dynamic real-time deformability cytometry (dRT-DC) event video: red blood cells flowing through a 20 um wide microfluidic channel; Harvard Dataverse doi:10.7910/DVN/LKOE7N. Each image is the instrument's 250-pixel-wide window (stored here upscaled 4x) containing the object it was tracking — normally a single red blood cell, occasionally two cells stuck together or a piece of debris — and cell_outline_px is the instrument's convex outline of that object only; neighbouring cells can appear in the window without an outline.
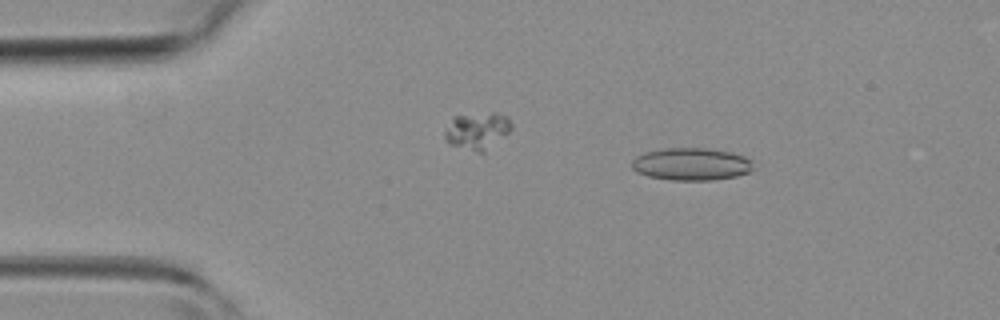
{"species": "common noctule bat (a hibernating species)", "species_latin": "Nyctalus noctula", "temperature_condition": "room temperature", "stored_images_in_passage": 3, "camera_frame_rate_fps": 3000, "um_per_image_px": 0.085, "animal": {"sex": "female", "body_mass_g": 19.3, "forearm_length_mm": 54.1}, "frame": {"image": 1, "passage_image": 1, "time_ms": 0.0, "image_size_px": [1000, 320], "cell_outline_px": [[752, 168], [748, 172], [736, 176], [712, 180], [672, 180], [648, 176], [636, 172], [632, 168], [632, 160], [636, 156], [644, 152], [664, 148], [704, 148], [728, 152], [744, 156], [752, 160]], "centroid_in_image_um": [58.72, 13.95], "position_along_channel_um": 26.3, "area_um2": 22.89}}
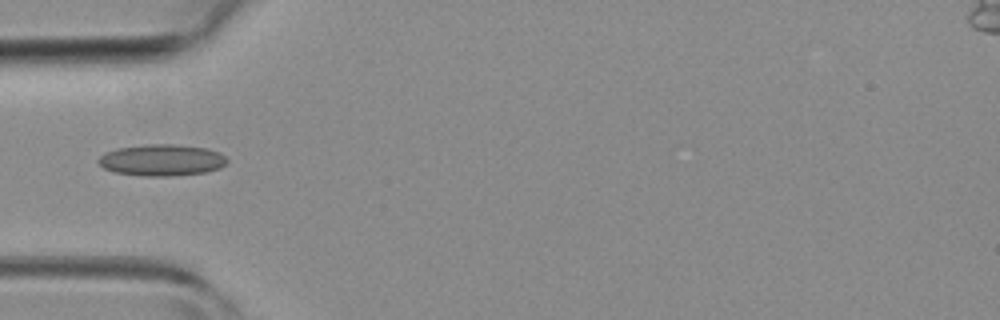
{"frame": {"image": 2, "passage_image": 3, "time_ms": 2.333, "image_size_px": [1000, 320], "cell_outline_px": [[228, 160], [220, 168], [204, 172], [168, 176], [140, 176], [116, 172], [104, 168], [96, 160], [104, 152], [116, 148], [144, 144], [172, 144], [204, 148], [220, 152]], "centroid_in_image_um": [13.71, 13.6], "position_along_channel_um": 71.3, "area_um2": 23.58}}